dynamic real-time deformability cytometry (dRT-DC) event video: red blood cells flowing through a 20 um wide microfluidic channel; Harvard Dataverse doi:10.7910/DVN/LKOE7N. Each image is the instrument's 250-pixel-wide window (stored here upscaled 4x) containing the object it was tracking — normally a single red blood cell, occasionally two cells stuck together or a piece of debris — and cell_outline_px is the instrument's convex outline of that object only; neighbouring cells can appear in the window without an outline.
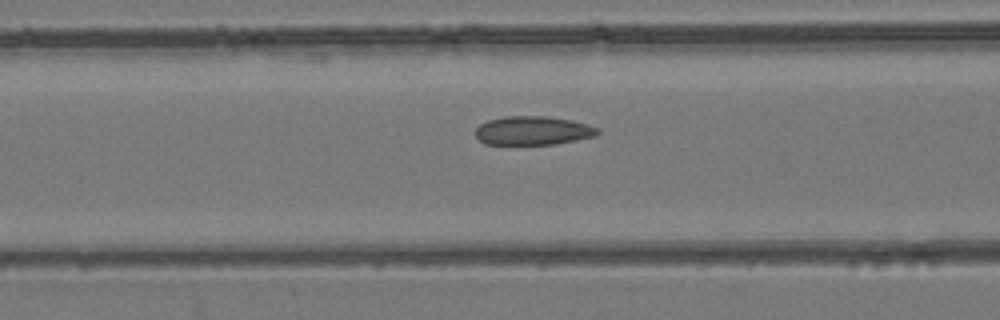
{"species": "common noctule bat (a hibernating species)", "species_latin": "Nyctalus noctula", "temperature_condition": "room temperature", "stored_images_in_passage": 48, "camera_frame_rate_fps": 3000, "um_per_image_px": 0.085, "animal": {"sex": "female", "body_mass_g": 24.6, "forearm_length_mm": 56.2}, "frame": {"image": 1, "passage_image": 20, "time_ms": 6.333, "image_size_px": [1000, 320], "cell_outline_px": [[600, 132], [596, 136], [556, 144], [484, 144], [476, 136], [476, 128], [480, 124], [488, 120], [504, 116], [548, 116], [572, 120], [588, 124], [600, 128]], "centroid_in_image_um": [45.33, 11.09], "position_along_channel_um": 121.3, "area_um2": 20.63}}
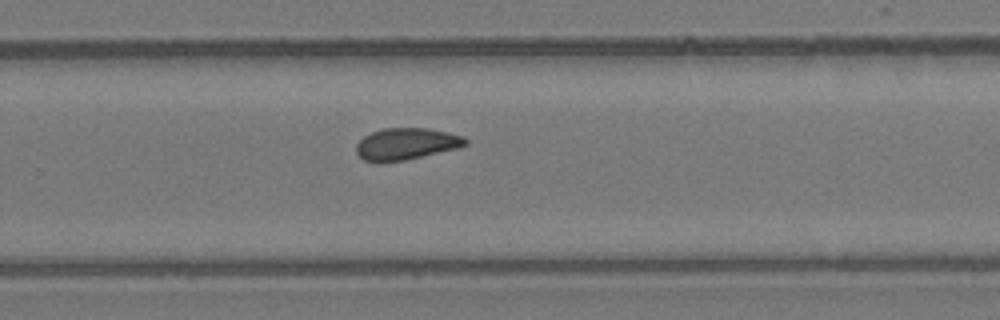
{"frame": {"image": 2, "passage_image": 32, "time_ms": 10.333, "image_size_px": [1000, 320], "cell_outline_px": [[468, 144], [460, 148], [404, 160], [364, 160], [356, 152], [356, 144], [364, 136], [372, 132], [384, 128], [428, 128], [448, 132], [464, 136], [468, 140]], "centroid_in_image_um": [34.6, 12.2], "position_along_channel_um": 295.2, "area_um2": 19.94}}
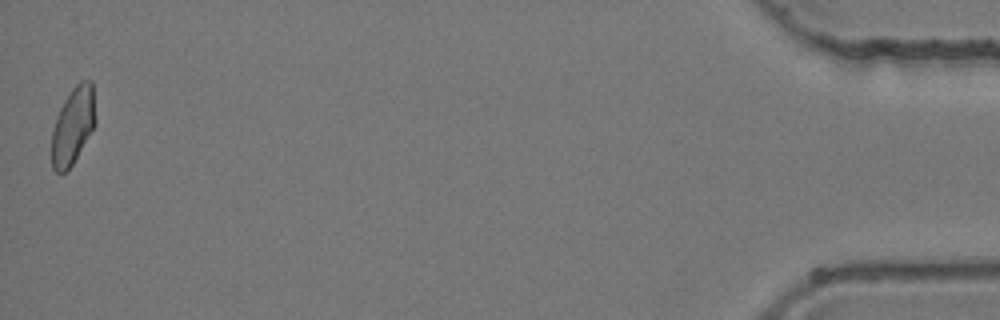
{"frame": {"image": 3, "passage_image": 48, "time_ms": 15.667, "image_size_px": [1000, 320], "cell_outline_px": [[96, 124], [72, 164], [64, 172], [56, 172], [52, 168], [52, 132], [56, 116], [64, 100], [72, 88], [80, 80], [92, 80], [96, 120]], "centroid_in_image_um": [6.21, 10.65], "position_along_channel_um": 429.0, "area_um2": 19.59}}